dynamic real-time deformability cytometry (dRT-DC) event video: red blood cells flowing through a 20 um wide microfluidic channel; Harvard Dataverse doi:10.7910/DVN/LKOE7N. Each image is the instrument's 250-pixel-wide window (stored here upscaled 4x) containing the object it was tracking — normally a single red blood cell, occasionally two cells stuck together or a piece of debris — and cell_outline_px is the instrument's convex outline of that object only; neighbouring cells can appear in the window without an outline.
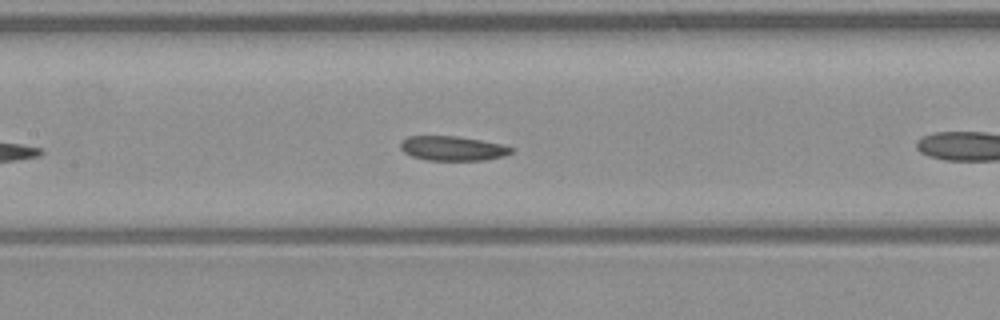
{"species": "common noctule bat (a hibernating species)", "species_latin": "Nyctalus noctula", "temperature_condition": "warm", "stored_images_in_passage": 38, "camera_frame_rate_fps": 3000, "um_per_image_px": 0.085, "animal": {"sex": "male", "body_mass_g": 23.1, "forearm_length_mm": 52.7}, "frame": {"image": 1, "passage_image": 12, "time_ms": 3.667, "image_size_px": [1000, 320], "cell_outline_px": [[516, 148], [512, 152], [504, 156], [484, 160], [428, 160], [412, 156], [404, 152], [400, 148], [400, 140], [408, 136], [460, 136], [500, 144]], "centroid_in_image_um": [38.46, 12.6], "position_along_channel_um": 168.9, "area_um2": 15.9}}